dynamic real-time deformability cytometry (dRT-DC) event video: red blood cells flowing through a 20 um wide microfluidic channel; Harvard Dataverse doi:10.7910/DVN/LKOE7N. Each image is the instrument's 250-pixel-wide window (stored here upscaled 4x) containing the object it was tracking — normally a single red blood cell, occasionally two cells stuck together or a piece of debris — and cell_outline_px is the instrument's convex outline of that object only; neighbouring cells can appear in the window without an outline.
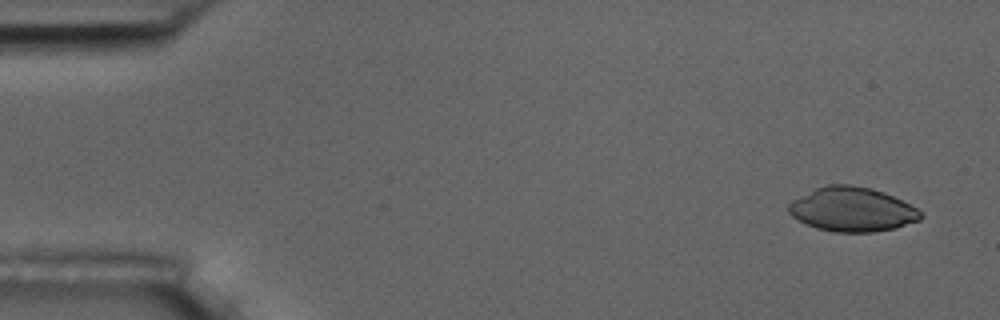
{"species": "common noctule bat (a hibernating species)", "species_latin": "Nyctalus noctula", "temperature_condition": "room temperature", "stored_images_in_passage": 4, "camera_frame_rate_fps": 3000, "um_per_image_px": 0.085, "animal": {"sex": "male", "body_mass_g": 17.5, "forearm_length_mm": 52.3}, "frame": {"image": 1, "passage_image": 1, "time_ms": 0.0, "image_size_px": [1000, 320], "cell_outline_px": [[924, 216], [920, 220], [896, 228], [872, 232], [836, 232], [816, 228], [792, 216], [788, 212], [788, 204], [792, 200], [816, 188], [828, 184], [852, 184], [872, 188], [884, 192], [916, 208]], "centroid_in_image_um": [72.43, 17.79], "position_along_channel_um": 12.6, "area_um2": 33.93}}